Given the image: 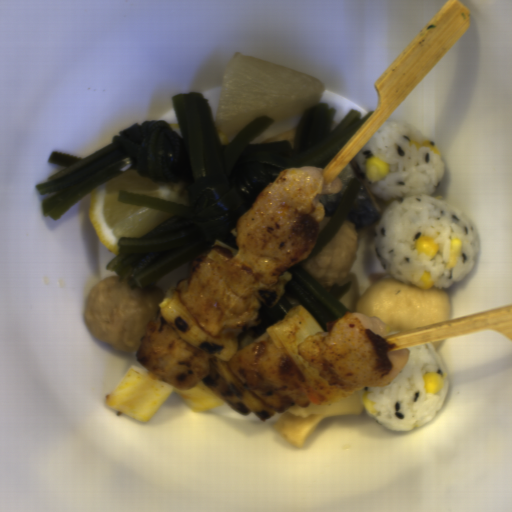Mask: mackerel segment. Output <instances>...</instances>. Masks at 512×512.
I'll return each mask as SVG.
<instances>
[{
	"label": "mackerel segment",
	"mask_w": 512,
	"mask_h": 512,
	"mask_svg": "<svg viewBox=\"0 0 512 512\" xmlns=\"http://www.w3.org/2000/svg\"><path fill=\"white\" fill-rule=\"evenodd\" d=\"M335 177H340L342 188L337 194H327L320 198L323 217L333 216L350 180H355L358 181L356 198L345 220H349L357 230L369 229L379 223L388 206L380 202L367 188L356 160L350 159Z\"/></svg>",
	"instance_id": "mackerel-segment-1"
},
{
	"label": "mackerel segment",
	"mask_w": 512,
	"mask_h": 512,
	"mask_svg": "<svg viewBox=\"0 0 512 512\" xmlns=\"http://www.w3.org/2000/svg\"><path fill=\"white\" fill-rule=\"evenodd\" d=\"M297 127L279 132L275 134L274 136L268 138L267 140L263 141V143H270V142H278V141H287L294 147V135L296 133ZM262 143V144H263Z\"/></svg>",
	"instance_id": "mackerel-segment-2"
}]
</instances>
